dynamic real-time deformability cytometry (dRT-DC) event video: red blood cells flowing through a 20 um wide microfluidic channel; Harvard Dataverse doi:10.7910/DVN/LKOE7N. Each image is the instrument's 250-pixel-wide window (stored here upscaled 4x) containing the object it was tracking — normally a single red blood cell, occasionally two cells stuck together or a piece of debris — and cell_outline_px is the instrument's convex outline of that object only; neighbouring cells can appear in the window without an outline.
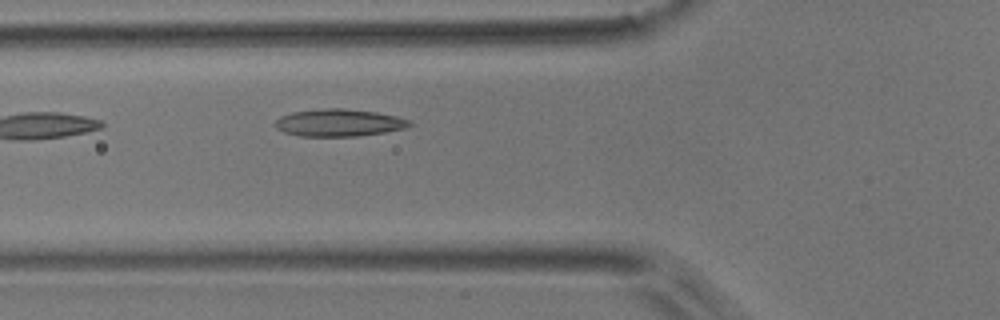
{"species": "common noctule bat (a hibernating species)", "species_latin": "Nyctalus noctula", "temperature_condition": "room temperature", "stored_images_in_passage": 5, "camera_frame_rate_fps": 3000, "um_per_image_px": 0.085, "animal": {"sex": "male", "body_mass_g": 17.9}, "frame": {"image": 1, "passage_image": 5, "time_ms": 4.667, "image_size_px": [1000, 320], "cell_outline_px": [[412, 124], [408, 128], [360, 136], [300, 136], [284, 132], [276, 128], [272, 124], [280, 116], [292, 112], [324, 108], [344, 108], [376, 112], [396, 116], [408, 120]], "centroid_in_image_um": [28.79, 10.43], "position_along_channel_um": 97.0, "area_um2": 21.5}}